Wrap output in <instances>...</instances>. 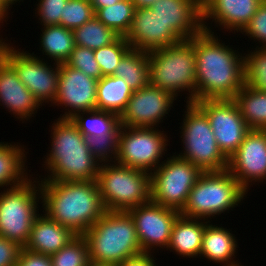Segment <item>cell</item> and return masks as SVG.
Returning a JSON list of instances; mask_svg holds the SVG:
<instances>
[{
  "label": "cell",
  "mask_w": 266,
  "mask_h": 266,
  "mask_svg": "<svg viewBox=\"0 0 266 266\" xmlns=\"http://www.w3.org/2000/svg\"><path fill=\"white\" fill-rule=\"evenodd\" d=\"M211 27L202 21L195 35L196 101L234 99L245 84L244 55L220 42Z\"/></svg>",
  "instance_id": "6da1fadb"
},
{
  "label": "cell",
  "mask_w": 266,
  "mask_h": 266,
  "mask_svg": "<svg viewBox=\"0 0 266 266\" xmlns=\"http://www.w3.org/2000/svg\"><path fill=\"white\" fill-rule=\"evenodd\" d=\"M39 183L42 212L77 235H83L106 212L96 180Z\"/></svg>",
  "instance_id": "7a4b0ae2"
},
{
  "label": "cell",
  "mask_w": 266,
  "mask_h": 266,
  "mask_svg": "<svg viewBox=\"0 0 266 266\" xmlns=\"http://www.w3.org/2000/svg\"><path fill=\"white\" fill-rule=\"evenodd\" d=\"M56 121V122H55ZM53 121L49 152L42 164L47 177L41 181H94L100 162L91 154L86 137L71 118ZM45 165V166H44Z\"/></svg>",
  "instance_id": "3957f363"
},
{
  "label": "cell",
  "mask_w": 266,
  "mask_h": 266,
  "mask_svg": "<svg viewBox=\"0 0 266 266\" xmlns=\"http://www.w3.org/2000/svg\"><path fill=\"white\" fill-rule=\"evenodd\" d=\"M89 258L117 265L142 253L135 223L127 211H106L83 235Z\"/></svg>",
  "instance_id": "277c9868"
},
{
  "label": "cell",
  "mask_w": 266,
  "mask_h": 266,
  "mask_svg": "<svg viewBox=\"0 0 266 266\" xmlns=\"http://www.w3.org/2000/svg\"><path fill=\"white\" fill-rule=\"evenodd\" d=\"M148 57L151 85L171 93L175 98L187 91L186 103L196 102L195 36L150 51Z\"/></svg>",
  "instance_id": "5b68a950"
},
{
  "label": "cell",
  "mask_w": 266,
  "mask_h": 266,
  "mask_svg": "<svg viewBox=\"0 0 266 266\" xmlns=\"http://www.w3.org/2000/svg\"><path fill=\"white\" fill-rule=\"evenodd\" d=\"M247 193L227 169L203 172L191 189L180 215L210 221L216 215L233 211Z\"/></svg>",
  "instance_id": "8992f818"
},
{
  "label": "cell",
  "mask_w": 266,
  "mask_h": 266,
  "mask_svg": "<svg viewBox=\"0 0 266 266\" xmlns=\"http://www.w3.org/2000/svg\"><path fill=\"white\" fill-rule=\"evenodd\" d=\"M96 181L106 211H128L151 200L150 173L143 170L101 163Z\"/></svg>",
  "instance_id": "52a82bcc"
},
{
  "label": "cell",
  "mask_w": 266,
  "mask_h": 266,
  "mask_svg": "<svg viewBox=\"0 0 266 266\" xmlns=\"http://www.w3.org/2000/svg\"><path fill=\"white\" fill-rule=\"evenodd\" d=\"M185 105L186 114H183L180 127L184 151L177 156L188 160L203 172L226 170L228 159L218 148L208 117L195 103Z\"/></svg>",
  "instance_id": "ba28073f"
},
{
  "label": "cell",
  "mask_w": 266,
  "mask_h": 266,
  "mask_svg": "<svg viewBox=\"0 0 266 266\" xmlns=\"http://www.w3.org/2000/svg\"><path fill=\"white\" fill-rule=\"evenodd\" d=\"M0 192V235L25 247L33 221L39 214L41 188L38 179Z\"/></svg>",
  "instance_id": "9c48e42d"
},
{
  "label": "cell",
  "mask_w": 266,
  "mask_h": 266,
  "mask_svg": "<svg viewBox=\"0 0 266 266\" xmlns=\"http://www.w3.org/2000/svg\"><path fill=\"white\" fill-rule=\"evenodd\" d=\"M203 171L186 159L171 155L150 174L151 201L181 212Z\"/></svg>",
  "instance_id": "30bf717a"
},
{
  "label": "cell",
  "mask_w": 266,
  "mask_h": 266,
  "mask_svg": "<svg viewBox=\"0 0 266 266\" xmlns=\"http://www.w3.org/2000/svg\"><path fill=\"white\" fill-rule=\"evenodd\" d=\"M158 128L120 126L116 163L152 173L170 142Z\"/></svg>",
  "instance_id": "8fae6325"
},
{
  "label": "cell",
  "mask_w": 266,
  "mask_h": 266,
  "mask_svg": "<svg viewBox=\"0 0 266 266\" xmlns=\"http://www.w3.org/2000/svg\"><path fill=\"white\" fill-rule=\"evenodd\" d=\"M10 44L11 41L7 42L3 48L2 58L15 70L19 80L41 106H45L46 103L52 106L58 89L59 64L54 62L52 67L44 57L42 59L34 55V52H24V49H16Z\"/></svg>",
  "instance_id": "7c38bea8"
},
{
  "label": "cell",
  "mask_w": 266,
  "mask_h": 266,
  "mask_svg": "<svg viewBox=\"0 0 266 266\" xmlns=\"http://www.w3.org/2000/svg\"><path fill=\"white\" fill-rule=\"evenodd\" d=\"M208 117L218 148L229 159L251 130L233 99L194 102Z\"/></svg>",
  "instance_id": "4fadbf2b"
},
{
  "label": "cell",
  "mask_w": 266,
  "mask_h": 266,
  "mask_svg": "<svg viewBox=\"0 0 266 266\" xmlns=\"http://www.w3.org/2000/svg\"><path fill=\"white\" fill-rule=\"evenodd\" d=\"M134 223L142 252L167 249L172 227L180 212L151 200L127 211Z\"/></svg>",
  "instance_id": "5bb4252c"
},
{
  "label": "cell",
  "mask_w": 266,
  "mask_h": 266,
  "mask_svg": "<svg viewBox=\"0 0 266 266\" xmlns=\"http://www.w3.org/2000/svg\"><path fill=\"white\" fill-rule=\"evenodd\" d=\"M176 98L150 83L133 92L120 116V126L156 128L173 107Z\"/></svg>",
  "instance_id": "9a60e30c"
},
{
  "label": "cell",
  "mask_w": 266,
  "mask_h": 266,
  "mask_svg": "<svg viewBox=\"0 0 266 266\" xmlns=\"http://www.w3.org/2000/svg\"><path fill=\"white\" fill-rule=\"evenodd\" d=\"M97 82L80 70L59 64L58 89L53 104L66 108L59 118H72L78 112L96 110Z\"/></svg>",
  "instance_id": "2e32d148"
},
{
  "label": "cell",
  "mask_w": 266,
  "mask_h": 266,
  "mask_svg": "<svg viewBox=\"0 0 266 266\" xmlns=\"http://www.w3.org/2000/svg\"><path fill=\"white\" fill-rule=\"evenodd\" d=\"M227 170L248 192L252 183L266 180V130L251 129L228 159Z\"/></svg>",
  "instance_id": "e0dca14e"
},
{
  "label": "cell",
  "mask_w": 266,
  "mask_h": 266,
  "mask_svg": "<svg viewBox=\"0 0 266 266\" xmlns=\"http://www.w3.org/2000/svg\"><path fill=\"white\" fill-rule=\"evenodd\" d=\"M125 39L132 49L145 52L183 41L169 25L153 14L149 7L136 8L131 28Z\"/></svg>",
  "instance_id": "ac0fdd59"
},
{
  "label": "cell",
  "mask_w": 266,
  "mask_h": 266,
  "mask_svg": "<svg viewBox=\"0 0 266 266\" xmlns=\"http://www.w3.org/2000/svg\"><path fill=\"white\" fill-rule=\"evenodd\" d=\"M150 9L182 40L203 30L202 0H156Z\"/></svg>",
  "instance_id": "d6986e66"
},
{
  "label": "cell",
  "mask_w": 266,
  "mask_h": 266,
  "mask_svg": "<svg viewBox=\"0 0 266 266\" xmlns=\"http://www.w3.org/2000/svg\"><path fill=\"white\" fill-rule=\"evenodd\" d=\"M2 105L22 123L34 117L37 109L42 107L3 58L0 60V106Z\"/></svg>",
  "instance_id": "ffe728a7"
},
{
  "label": "cell",
  "mask_w": 266,
  "mask_h": 266,
  "mask_svg": "<svg viewBox=\"0 0 266 266\" xmlns=\"http://www.w3.org/2000/svg\"><path fill=\"white\" fill-rule=\"evenodd\" d=\"M262 2L261 0H202V21L212 20L211 24L214 21L215 26H219L221 30L238 33L250 22Z\"/></svg>",
  "instance_id": "44dd1931"
},
{
  "label": "cell",
  "mask_w": 266,
  "mask_h": 266,
  "mask_svg": "<svg viewBox=\"0 0 266 266\" xmlns=\"http://www.w3.org/2000/svg\"><path fill=\"white\" fill-rule=\"evenodd\" d=\"M77 236L71 229L60 225L43 212L35 217L30 238L24 248L32 252L52 255Z\"/></svg>",
  "instance_id": "7402d4cb"
},
{
  "label": "cell",
  "mask_w": 266,
  "mask_h": 266,
  "mask_svg": "<svg viewBox=\"0 0 266 266\" xmlns=\"http://www.w3.org/2000/svg\"><path fill=\"white\" fill-rule=\"evenodd\" d=\"M210 223L205 226L200 257L222 266H243L235 259L239 248L235 235L230 229Z\"/></svg>",
  "instance_id": "603a6c76"
},
{
  "label": "cell",
  "mask_w": 266,
  "mask_h": 266,
  "mask_svg": "<svg viewBox=\"0 0 266 266\" xmlns=\"http://www.w3.org/2000/svg\"><path fill=\"white\" fill-rule=\"evenodd\" d=\"M209 222L211 221L179 215L173 224L166 250L185 258H199L205 226Z\"/></svg>",
  "instance_id": "cb8c5ba5"
},
{
  "label": "cell",
  "mask_w": 266,
  "mask_h": 266,
  "mask_svg": "<svg viewBox=\"0 0 266 266\" xmlns=\"http://www.w3.org/2000/svg\"><path fill=\"white\" fill-rule=\"evenodd\" d=\"M23 146L17 142H0V187L4 189L24 184L33 175L27 174V157ZM26 165V166H25ZM28 175H30L28 177ZM6 186V188H5ZM8 187V188H7ZM0 188V189H1Z\"/></svg>",
  "instance_id": "d4e9b609"
},
{
  "label": "cell",
  "mask_w": 266,
  "mask_h": 266,
  "mask_svg": "<svg viewBox=\"0 0 266 266\" xmlns=\"http://www.w3.org/2000/svg\"><path fill=\"white\" fill-rule=\"evenodd\" d=\"M133 92L125 80L113 75L104 76L97 82L96 110L109 112L120 118Z\"/></svg>",
  "instance_id": "484cf974"
},
{
  "label": "cell",
  "mask_w": 266,
  "mask_h": 266,
  "mask_svg": "<svg viewBox=\"0 0 266 266\" xmlns=\"http://www.w3.org/2000/svg\"><path fill=\"white\" fill-rule=\"evenodd\" d=\"M41 32L39 49L43 55L51 62L65 63L75 47L73 30L61 25H48L43 26Z\"/></svg>",
  "instance_id": "4316f807"
},
{
  "label": "cell",
  "mask_w": 266,
  "mask_h": 266,
  "mask_svg": "<svg viewBox=\"0 0 266 266\" xmlns=\"http://www.w3.org/2000/svg\"><path fill=\"white\" fill-rule=\"evenodd\" d=\"M150 64L148 52L130 49L119 61L113 76L119 77L133 91L139 90L150 83Z\"/></svg>",
  "instance_id": "83f0119b"
},
{
  "label": "cell",
  "mask_w": 266,
  "mask_h": 266,
  "mask_svg": "<svg viewBox=\"0 0 266 266\" xmlns=\"http://www.w3.org/2000/svg\"><path fill=\"white\" fill-rule=\"evenodd\" d=\"M250 129L266 130V92L246 84L233 99Z\"/></svg>",
  "instance_id": "f1b7e54d"
},
{
  "label": "cell",
  "mask_w": 266,
  "mask_h": 266,
  "mask_svg": "<svg viewBox=\"0 0 266 266\" xmlns=\"http://www.w3.org/2000/svg\"><path fill=\"white\" fill-rule=\"evenodd\" d=\"M71 120L86 138L119 134L120 131L119 117L101 110L78 112Z\"/></svg>",
  "instance_id": "f546056e"
},
{
  "label": "cell",
  "mask_w": 266,
  "mask_h": 266,
  "mask_svg": "<svg viewBox=\"0 0 266 266\" xmlns=\"http://www.w3.org/2000/svg\"><path fill=\"white\" fill-rule=\"evenodd\" d=\"M75 45L99 49L113 43L120 35L112 28L107 27L96 17L73 30Z\"/></svg>",
  "instance_id": "4dcf8cb0"
},
{
  "label": "cell",
  "mask_w": 266,
  "mask_h": 266,
  "mask_svg": "<svg viewBox=\"0 0 266 266\" xmlns=\"http://www.w3.org/2000/svg\"><path fill=\"white\" fill-rule=\"evenodd\" d=\"M135 10L133 0H121L114 5L99 8L95 17L120 36H126L131 28Z\"/></svg>",
  "instance_id": "1f68e13d"
},
{
  "label": "cell",
  "mask_w": 266,
  "mask_h": 266,
  "mask_svg": "<svg viewBox=\"0 0 266 266\" xmlns=\"http://www.w3.org/2000/svg\"><path fill=\"white\" fill-rule=\"evenodd\" d=\"M255 50L244 53L245 84L266 92V48L256 46Z\"/></svg>",
  "instance_id": "d6a6232c"
},
{
  "label": "cell",
  "mask_w": 266,
  "mask_h": 266,
  "mask_svg": "<svg viewBox=\"0 0 266 266\" xmlns=\"http://www.w3.org/2000/svg\"><path fill=\"white\" fill-rule=\"evenodd\" d=\"M50 258L53 266H87L90 258L86 239L78 235Z\"/></svg>",
  "instance_id": "836d02e7"
},
{
  "label": "cell",
  "mask_w": 266,
  "mask_h": 266,
  "mask_svg": "<svg viewBox=\"0 0 266 266\" xmlns=\"http://www.w3.org/2000/svg\"><path fill=\"white\" fill-rule=\"evenodd\" d=\"M130 49L125 36H119L113 43L94 50L103 77L114 74L119 61Z\"/></svg>",
  "instance_id": "e575fe53"
},
{
  "label": "cell",
  "mask_w": 266,
  "mask_h": 266,
  "mask_svg": "<svg viewBox=\"0 0 266 266\" xmlns=\"http://www.w3.org/2000/svg\"><path fill=\"white\" fill-rule=\"evenodd\" d=\"M95 17V10L90 0H68L64 4L60 25L74 30Z\"/></svg>",
  "instance_id": "d590c367"
},
{
  "label": "cell",
  "mask_w": 266,
  "mask_h": 266,
  "mask_svg": "<svg viewBox=\"0 0 266 266\" xmlns=\"http://www.w3.org/2000/svg\"><path fill=\"white\" fill-rule=\"evenodd\" d=\"M66 65L80 70L91 78L99 80L103 77L99 64L95 59L94 50L75 45Z\"/></svg>",
  "instance_id": "8d00e7d4"
},
{
  "label": "cell",
  "mask_w": 266,
  "mask_h": 266,
  "mask_svg": "<svg viewBox=\"0 0 266 266\" xmlns=\"http://www.w3.org/2000/svg\"><path fill=\"white\" fill-rule=\"evenodd\" d=\"M118 135L119 134H109L86 138L89 151L100 163H110L116 161Z\"/></svg>",
  "instance_id": "74e56055"
},
{
  "label": "cell",
  "mask_w": 266,
  "mask_h": 266,
  "mask_svg": "<svg viewBox=\"0 0 266 266\" xmlns=\"http://www.w3.org/2000/svg\"><path fill=\"white\" fill-rule=\"evenodd\" d=\"M35 15L42 26L60 25V17L63 15L64 4L68 0H37Z\"/></svg>",
  "instance_id": "f35d334b"
},
{
  "label": "cell",
  "mask_w": 266,
  "mask_h": 266,
  "mask_svg": "<svg viewBox=\"0 0 266 266\" xmlns=\"http://www.w3.org/2000/svg\"><path fill=\"white\" fill-rule=\"evenodd\" d=\"M240 33L254 42L258 41L261 48H266V1L258 6L256 13Z\"/></svg>",
  "instance_id": "ab89813d"
},
{
  "label": "cell",
  "mask_w": 266,
  "mask_h": 266,
  "mask_svg": "<svg viewBox=\"0 0 266 266\" xmlns=\"http://www.w3.org/2000/svg\"><path fill=\"white\" fill-rule=\"evenodd\" d=\"M22 246L0 235V266H17Z\"/></svg>",
  "instance_id": "60d3db41"
},
{
  "label": "cell",
  "mask_w": 266,
  "mask_h": 266,
  "mask_svg": "<svg viewBox=\"0 0 266 266\" xmlns=\"http://www.w3.org/2000/svg\"><path fill=\"white\" fill-rule=\"evenodd\" d=\"M17 266H53L50 255L32 252L22 247Z\"/></svg>",
  "instance_id": "b9f144b4"
},
{
  "label": "cell",
  "mask_w": 266,
  "mask_h": 266,
  "mask_svg": "<svg viewBox=\"0 0 266 266\" xmlns=\"http://www.w3.org/2000/svg\"><path fill=\"white\" fill-rule=\"evenodd\" d=\"M152 252H142L128 257L116 266H157Z\"/></svg>",
  "instance_id": "7bdbcfd3"
},
{
  "label": "cell",
  "mask_w": 266,
  "mask_h": 266,
  "mask_svg": "<svg viewBox=\"0 0 266 266\" xmlns=\"http://www.w3.org/2000/svg\"><path fill=\"white\" fill-rule=\"evenodd\" d=\"M90 1L96 12L99 8H104V7L114 5L121 0H90Z\"/></svg>",
  "instance_id": "ee69618b"
},
{
  "label": "cell",
  "mask_w": 266,
  "mask_h": 266,
  "mask_svg": "<svg viewBox=\"0 0 266 266\" xmlns=\"http://www.w3.org/2000/svg\"><path fill=\"white\" fill-rule=\"evenodd\" d=\"M9 10H11L2 0H0V20L6 22L9 17Z\"/></svg>",
  "instance_id": "f6af8a7d"
},
{
  "label": "cell",
  "mask_w": 266,
  "mask_h": 266,
  "mask_svg": "<svg viewBox=\"0 0 266 266\" xmlns=\"http://www.w3.org/2000/svg\"><path fill=\"white\" fill-rule=\"evenodd\" d=\"M155 1L156 0H133L136 8H150Z\"/></svg>",
  "instance_id": "bcb514c9"
},
{
  "label": "cell",
  "mask_w": 266,
  "mask_h": 266,
  "mask_svg": "<svg viewBox=\"0 0 266 266\" xmlns=\"http://www.w3.org/2000/svg\"><path fill=\"white\" fill-rule=\"evenodd\" d=\"M87 266H115V265L108 264V263L95 262V261L90 260Z\"/></svg>",
  "instance_id": "7dc6e473"
},
{
  "label": "cell",
  "mask_w": 266,
  "mask_h": 266,
  "mask_svg": "<svg viewBox=\"0 0 266 266\" xmlns=\"http://www.w3.org/2000/svg\"><path fill=\"white\" fill-rule=\"evenodd\" d=\"M10 9L12 8V5L14 4H17L20 3V1L23 2V0H2Z\"/></svg>",
  "instance_id": "c3c4849f"
}]
</instances>
